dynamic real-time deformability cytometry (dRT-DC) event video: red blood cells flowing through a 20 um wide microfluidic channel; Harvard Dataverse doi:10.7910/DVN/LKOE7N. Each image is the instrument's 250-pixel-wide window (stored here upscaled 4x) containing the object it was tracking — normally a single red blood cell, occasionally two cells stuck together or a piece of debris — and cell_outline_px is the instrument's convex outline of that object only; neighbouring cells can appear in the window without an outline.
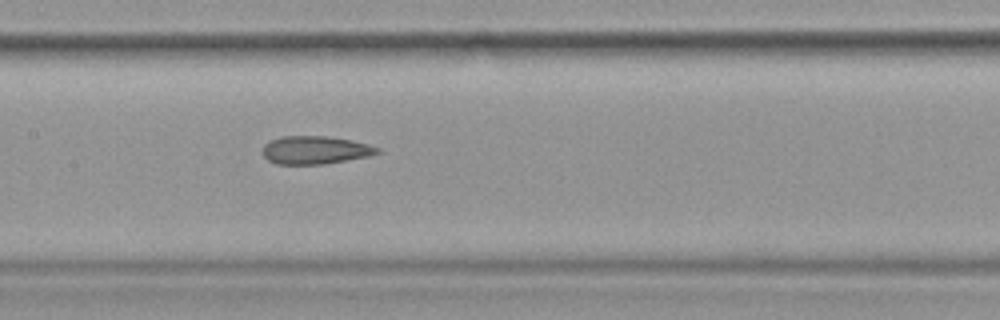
{"species": "common noctule bat (a hibernating species)", "species_latin": "Nyctalus noctula", "temperature_condition": "warm", "stored_images_in_passage": 36, "camera_frame_rate_fps": 3000, "um_per_image_px": 0.085, "animal": {"sex": "female", "body_mass_g": 19.9}, "frame": {"image": 1, "passage_image": 16, "time_ms": 5.0, "image_size_px": [1000, 320], "cell_outline_px": [[380, 152], [368, 156], [324, 164], [276, 164], [268, 160], [260, 152], [264, 144], [268, 140], [280, 136], [328, 136], [352, 140], [368, 144], [380, 148]], "centroid_in_image_um": [26.74, 12.74], "position_along_channel_um": 180.7, "area_um2": 18.96}}